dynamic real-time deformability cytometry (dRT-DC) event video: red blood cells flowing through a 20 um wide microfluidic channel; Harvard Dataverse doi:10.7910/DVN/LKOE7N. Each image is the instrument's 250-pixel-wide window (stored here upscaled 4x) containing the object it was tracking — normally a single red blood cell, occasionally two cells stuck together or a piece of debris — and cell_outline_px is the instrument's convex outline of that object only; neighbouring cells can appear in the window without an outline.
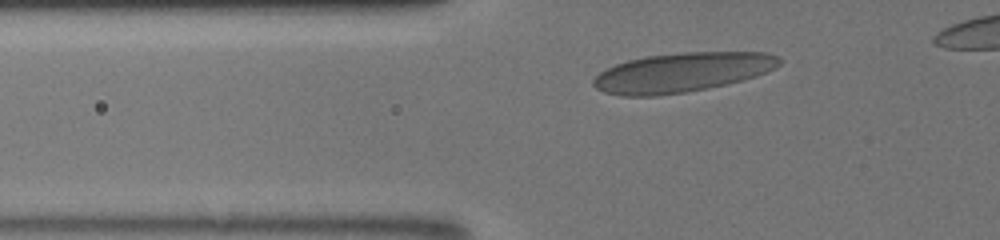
{"species": "human", "species_latin": "Homo sapiens", "temperature_condition": "room temperature", "stored_images_in_passage": 4, "camera_frame_rate_fps": 3000, "um_per_image_px": 0.085, "donor": {"sex": "male"}, "frame": {"image": 1, "passage_image": 4, "time_ms": 3.333, "image_size_px": [1000, 240], "cell_outline_px": [[784, 60], [780, 64], [756, 76], [744, 80], [708, 88], [684, 92], [656, 96], [620, 96], [604, 92], [596, 88], [592, 84], [592, 80], [600, 72], [616, 64], [628, 60], [648, 56], [684, 52], [768, 52], [780, 56]], "centroid_in_image_um": [57.99, 6.15], "position_along_channel_um": 67.8, "area_um2": 42.71}}